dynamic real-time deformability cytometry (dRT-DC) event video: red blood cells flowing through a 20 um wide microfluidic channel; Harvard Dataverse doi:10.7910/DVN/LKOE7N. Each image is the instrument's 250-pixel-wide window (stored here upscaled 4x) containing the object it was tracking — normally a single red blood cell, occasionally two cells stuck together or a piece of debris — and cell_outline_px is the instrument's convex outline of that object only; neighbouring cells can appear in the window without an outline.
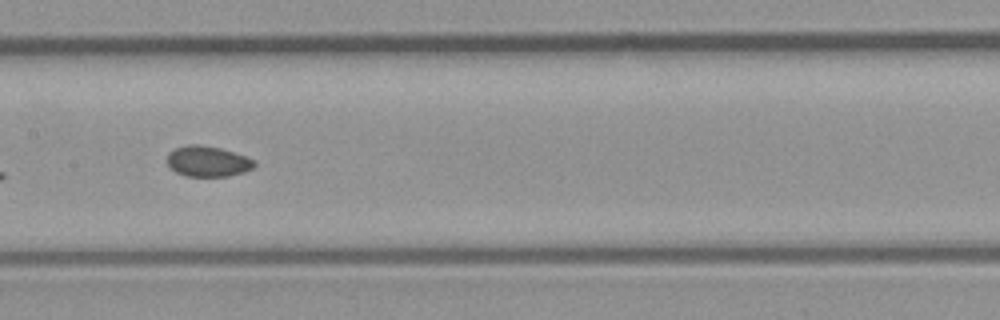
{"species": "common noctule bat (a hibernating species)", "species_latin": "Nyctalus noctula", "temperature_condition": "room temperature", "stored_images_in_passage": 29, "camera_frame_rate_fps": 3000, "um_per_image_px": 0.085, "animal": {"sex": "male", "body_mass_g": 23.1, "forearm_length_mm": 52.7}, "frame": {"image": 1, "passage_image": 9, "time_ms": 2.667, "image_size_px": [1000, 320], "cell_outline_px": [[256, 164], [252, 168], [244, 172], [228, 176], [188, 176], [176, 172], [168, 164], [168, 152], [176, 148], [188, 144], [196, 144], [220, 148], [256, 160]], "centroid_in_image_um": [17.67, 13.71], "position_along_channel_um": 189.7, "area_um2": 15.37}}
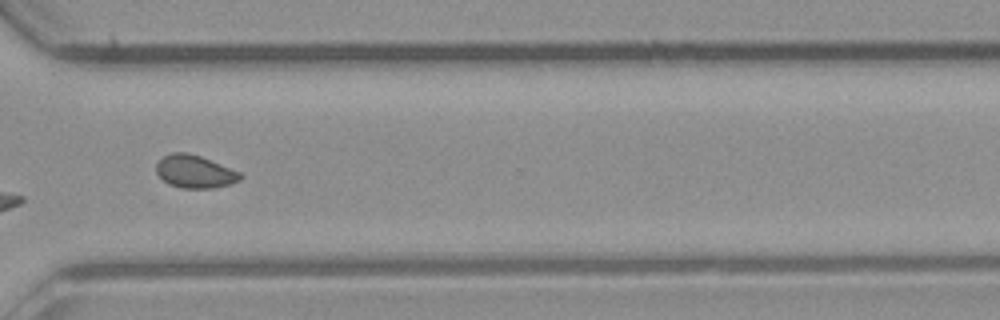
{"frame": {"image": 2, "passage_image": 21, "time_ms": 6.667, "image_size_px": [1000, 320], "cell_outline_px": [[244, 176], [240, 180], [228, 184], [212, 188], [180, 188], [168, 184], [156, 172], [156, 164], [164, 156], [172, 152], [188, 152], [200, 156], [240, 172]], "centroid_in_image_um": [16.55, 14.58], "position_along_channel_um": 354.1, "area_um2": 15.95}}